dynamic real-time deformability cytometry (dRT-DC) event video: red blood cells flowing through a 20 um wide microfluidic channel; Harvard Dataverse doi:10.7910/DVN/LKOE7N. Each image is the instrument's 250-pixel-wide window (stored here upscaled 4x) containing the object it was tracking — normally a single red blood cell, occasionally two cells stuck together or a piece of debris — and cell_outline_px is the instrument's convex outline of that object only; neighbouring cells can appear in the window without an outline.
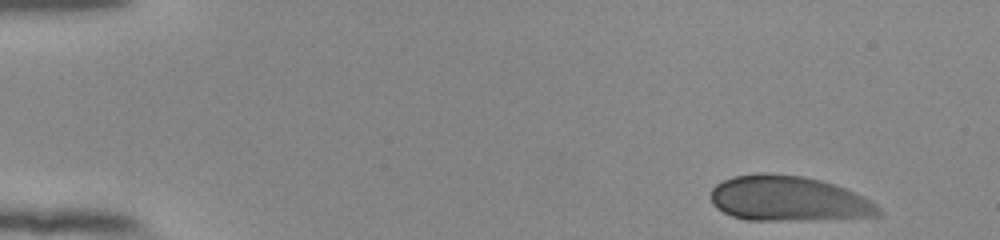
{"species": "human", "species_latin": "Homo sapiens", "temperature_condition": "room temperature", "stored_images_in_passage": 48, "camera_frame_rate_fps": 3000, "um_per_image_px": 0.085, "donor": {"sex": "female"}, "frame": {"image": 1, "passage_image": 1, "time_ms": 0.0, "image_size_px": [1000, 240], "cell_outline_px": [[884, 212], [880, 216], [808, 220], [744, 220], [732, 216], [716, 208], [712, 204], [712, 188], [716, 184], [732, 176], [760, 172], [768, 172], [800, 176], [820, 180], [844, 188], [864, 196], [876, 204]], "centroid_in_image_um": [67.02, 16.89], "position_along_channel_um": 18.0, "area_um2": 44.39}}
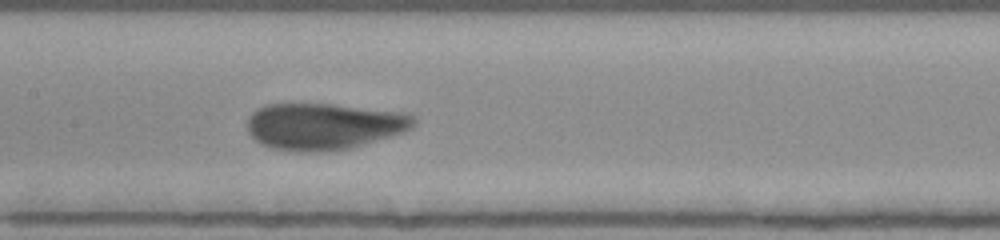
{"frame": {"image": 2, "passage_image": 21, "time_ms": 6.667, "image_size_px": [1000, 240], "cell_outline_px": [[416, 124], [412, 128], [404, 132], [352, 148], [316, 152], [296, 152], [272, 148], [260, 144], [248, 132], [248, 116], [256, 108], [264, 104], [332, 104], [412, 112], [416, 120]], "centroid_in_image_um": [27.56, 10.72], "position_along_channel_um": 179.8, "area_um2": 45.89}}
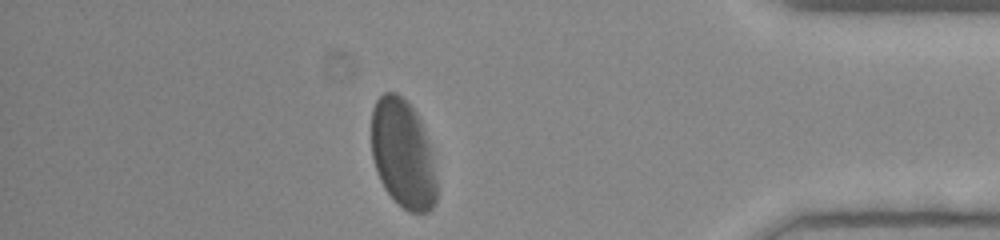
{"frame": {"image": 3, "passage_image": 41, "time_ms": 13.333, "image_size_px": [1000, 240], "cell_outline_px": [[436, 204], [428, 212], [408, 212], [384, 188], [380, 180], [372, 156], [372, 108], [376, 100], [384, 92], [396, 92], [416, 112], [420, 120], [428, 140], [432, 152], [436, 180]], "centroid_in_image_um": [34.25, 13.08], "position_along_channel_um": 400.9, "area_um2": 41.21}, "authors_computed_cell_mechanics": {"area_um2": 44.3904, "velocity_mm_per_s": 3.7707, "shape_relaxation_time_tau1_ms": 3.2379, "shape_relaxation_time_tau2_ms": null, "deformation_change_tau1": 0.1326, "deformation_change_tau2": null}}